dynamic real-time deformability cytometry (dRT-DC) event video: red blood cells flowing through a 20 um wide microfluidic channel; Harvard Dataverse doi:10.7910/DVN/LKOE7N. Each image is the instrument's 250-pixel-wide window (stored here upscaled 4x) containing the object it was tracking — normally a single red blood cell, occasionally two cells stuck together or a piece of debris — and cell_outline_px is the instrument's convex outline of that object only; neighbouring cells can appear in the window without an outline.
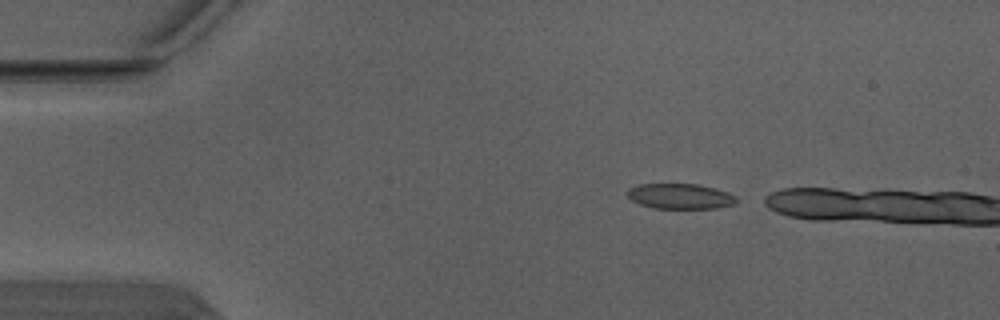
{"species": "Egyptian fruit bat (a non-hibernating species)", "species_latin": "Rousettus aegyptiacus", "temperature_condition": "warm", "stored_images_in_passage": 2, "camera_frame_rate_fps": 3000, "um_per_image_px": 0.085, "animal": {"sex": "male"}, "frame": {"image": 1, "passage_image": 1, "time_ms": 0.0, "image_size_px": [1000, 320], "cell_outline_px": [[740, 200], [736, 204], [716, 208], [652, 208], [640, 204], [632, 200], [628, 196], [628, 188], [640, 184], [696, 184], [716, 188], [728, 192], [736, 196]], "centroid_in_image_um": [57.87, 16.68], "position_along_channel_um": 27.1, "area_um2": 16.18}}